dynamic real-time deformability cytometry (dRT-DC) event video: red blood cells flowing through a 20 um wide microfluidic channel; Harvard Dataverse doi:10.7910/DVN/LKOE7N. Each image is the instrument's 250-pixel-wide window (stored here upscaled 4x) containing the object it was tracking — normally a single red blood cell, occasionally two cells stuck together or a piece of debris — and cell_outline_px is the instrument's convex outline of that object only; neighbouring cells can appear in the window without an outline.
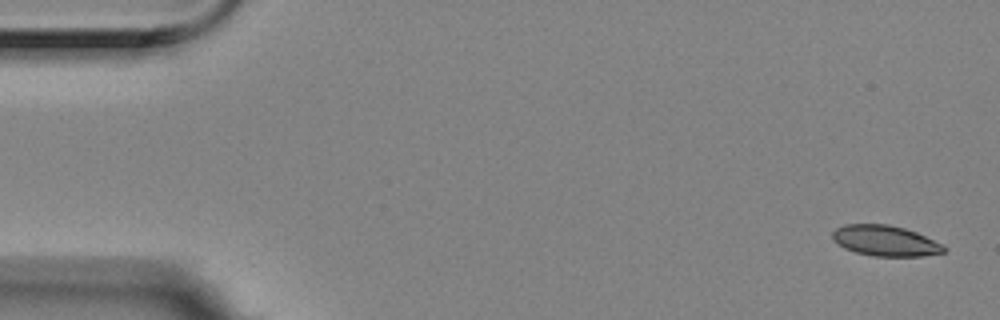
{"species": "Egyptian fruit bat (a non-hibernating species)", "species_latin": "Rousettus aegyptiacus", "temperature_condition": "room temperature", "stored_images_in_passage": 5, "camera_frame_rate_fps": 3000, "um_per_image_px": 0.085, "animal": {"sex": "female"}, "frame": {"image": 1, "passage_image": 1, "time_ms": 0.0, "image_size_px": [1000, 320], "cell_outline_px": [[948, 248], [944, 252], [924, 256], [876, 256], [856, 252], [844, 248], [832, 240], [832, 232], [836, 228], [844, 224], [888, 224], [904, 228], [916, 232]], "centroid_in_image_um": [75.21, 20.46], "position_along_channel_um": 9.8, "area_um2": 19.77}}